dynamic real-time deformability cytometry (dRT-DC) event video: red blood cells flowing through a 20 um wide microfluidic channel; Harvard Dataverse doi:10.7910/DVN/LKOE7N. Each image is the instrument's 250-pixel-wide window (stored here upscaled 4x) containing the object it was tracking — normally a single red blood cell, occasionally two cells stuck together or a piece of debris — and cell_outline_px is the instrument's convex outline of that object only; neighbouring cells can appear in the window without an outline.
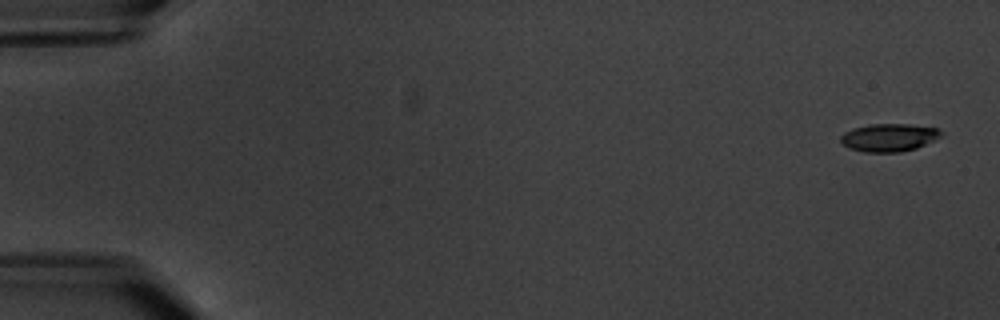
{"species": "common noctule bat (a hibernating species)", "species_latin": "Nyctalus noctula", "temperature_condition": "warm", "stored_images_in_passage": 7, "camera_frame_rate_fps": 3000, "um_per_image_px": 0.085, "animal": {"sex": "male", "body_mass_g": 20.1, "forearm_length_mm": 53.5}, "frame": {"image": 1, "passage_image": 1, "time_ms": 0.0, "image_size_px": [1000, 320], "cell_outline_px": [[944, 132], [936, 140], [916, 148], [900, 152], [864, 152], [852, 148], [844, 144], [840, 140], [840, 136], [844, 132], [852, 128], [868, 124], [908, 124], [940, 128]], "centroid_in_image_um": [75.6, 11.67], "position_along_channel_um": 9.4, "area_um2": 16.42}}
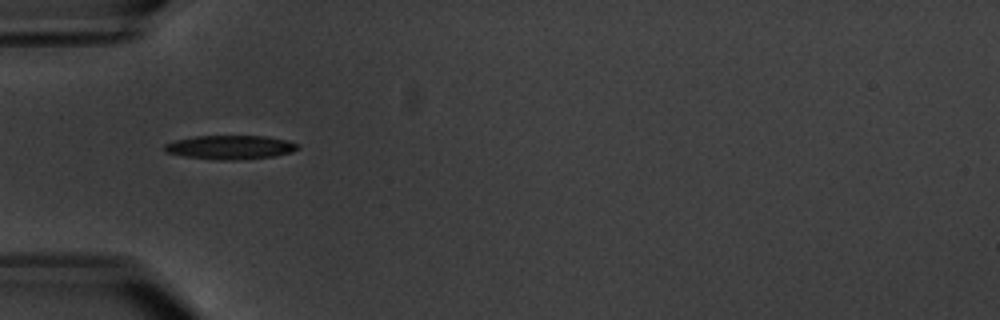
{"frame": {"image": 2, "passage_image": 6, "time_ms": 6.0, "image_size_px": [1000, 320], "cell_outline_px": [[300, 148], [292, 152], [276, 156], [236, 160], [220, 160], [184, 156], [164, 152], [164, 144], [176, 140], [196, 136], [268, 136], [288, 140], [300, 144]], "centroid_in_image_um": [19.62, 12.52], "position_along_channel_um": 65.4, "area_um2": 18.73}}